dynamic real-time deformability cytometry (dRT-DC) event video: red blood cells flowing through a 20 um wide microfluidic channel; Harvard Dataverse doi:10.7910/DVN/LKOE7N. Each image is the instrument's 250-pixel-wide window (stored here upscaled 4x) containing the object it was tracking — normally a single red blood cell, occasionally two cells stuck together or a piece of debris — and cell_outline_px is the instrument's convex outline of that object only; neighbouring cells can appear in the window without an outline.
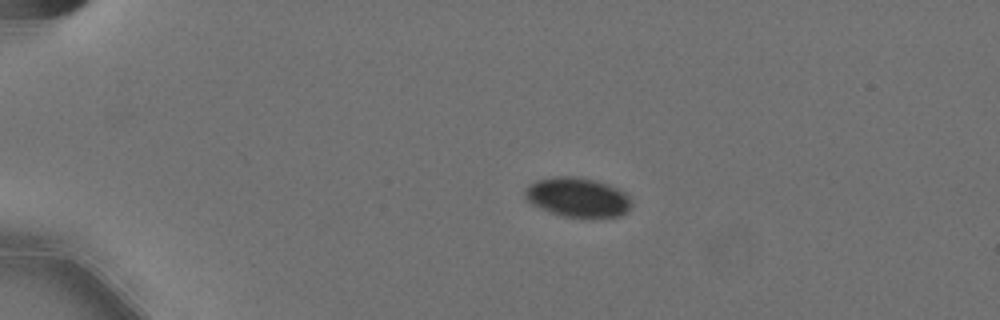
{"species": "Egyptian fruit bat (a non-hibernating species)", "species_latin": "Rousettus aegyptiacus", "temperature_condition": "cold", "stored_images_in_passage": 15, "camera_frame_rate_fps": 3000, "um_per_image_px": 0.085, "animal": {"sex": "female"}, "frame": {"image": 1, "passage_image": 1, "time_ms": 0.0, "image_size_px": [1000, 320], "cell_outline_px": [[632, 204], [628, 212], [620, 216], [564, 216], [552, 212], [532, 204], [524, 200], [524, 192], [528, 184], [536, 180], [556, 176], [576, 176], [596, 180], [608, 184], [624, 192], [632, 200]], "centroid_in_image_um": [49.08, 16.74], "position_along_channel_um": 35.9, "area_um2": 24.39}}
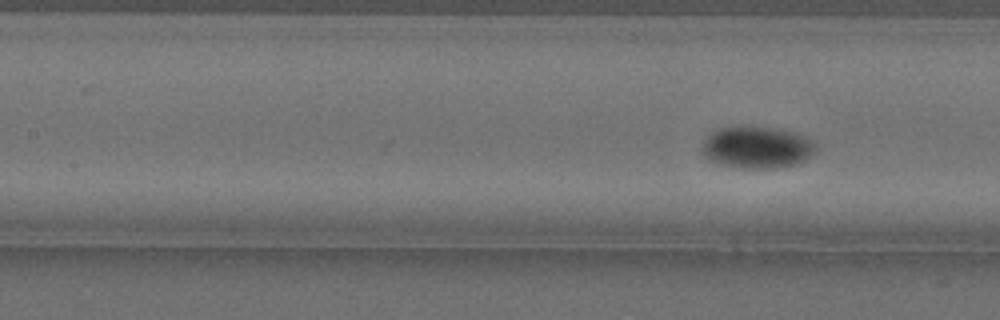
{"frame": {"image": 2, "passage_image": 15, "time_ms": 4.667, "image_size_px": [1000, 320], "cell_outline_px": [[816, 152], [804, 160], [796, 164], [772, 168], [744, 168], [720, 164], [708, 160], [704, 156], [700, 148], [704, 140], [712, 132], [720, 128], [736, 124], [740, 124], [772, 128], [792, 132], [808, 136], [816, 144]], "centroid_in_image_um": [64.31, 12.5], "position_along_channel_um": 143.1, "area_um2": 28.26}}